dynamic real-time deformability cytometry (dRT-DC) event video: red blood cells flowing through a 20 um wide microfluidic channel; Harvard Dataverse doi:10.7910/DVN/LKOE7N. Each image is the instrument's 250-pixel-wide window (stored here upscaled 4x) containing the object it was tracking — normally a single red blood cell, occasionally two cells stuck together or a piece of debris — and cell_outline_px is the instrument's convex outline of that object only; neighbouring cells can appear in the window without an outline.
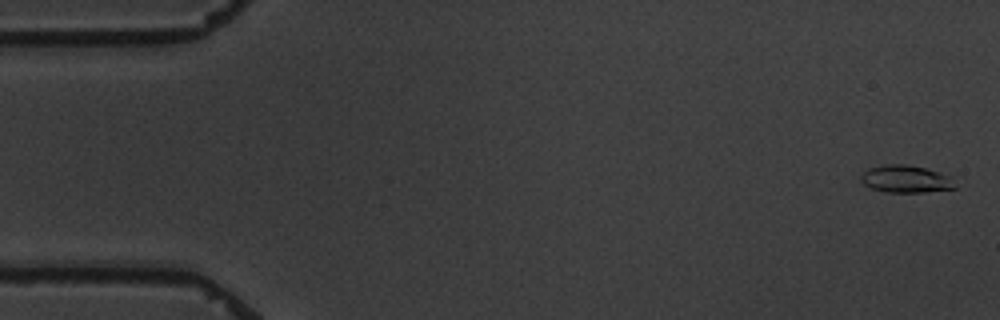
{"species": "common noctule bat (a hibernating species)", "species_latin": "Nyctalus noctula", "temperature_condition": "warm", "stored_images_in_passage": 9, "camera_frame_rate_fps": 3000, "um_per_image_px": 0.085, "animal": {"sex": "male", "body_mass_g": 19.5, "forearm_length_mm": 54.6}, "frame": {"image": 1, "passage_image": 1, "time_ms": 0.0, "image_size_px": [1000, 320], "cell_outline_px": [[956, 188], [924, 192], [888, 192], [872, 188], [864, 184], [860, 180], [860, 176], [868, 168], [884, 164], [908, 164], [940, 172], [948, 176]], "centroid_in_image_um": [76.94, 15.2], "position_along_channel_um": 8.1, "area_um2": 14.85}}
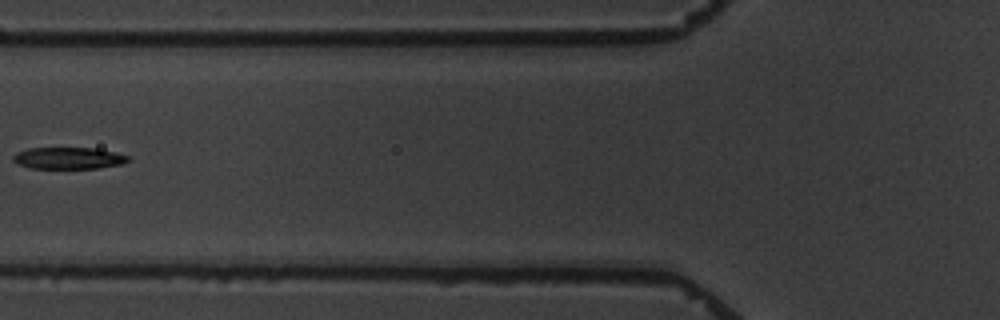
{"frame": {"image": 2, "passage_image": 7, "time_ms": 7.0, "image_size_px": [1000, 320], "cell_outline_px": [[132, 160], [120, 164], [96, 168], [32, 168], [16, 164], [12, 160], [12, 156], [16, 152], [28, 148], [96, 148], [116, 152], [128, 156]], "centroid_in_image_um": [5.8, 13.43], "position_along_channel_um": 120.0, "area_um2": 14.62}}
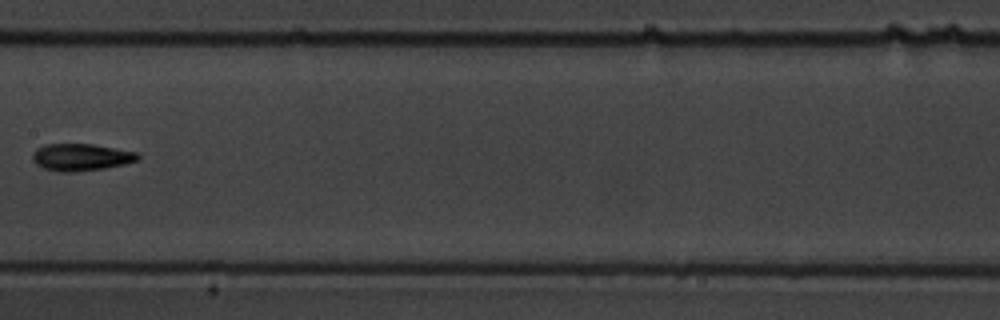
{"frame": {"image": 3, "passage_image": 9, "time_ms": 9.333, "image_size_px": [1000, 320], "cell_outline_px": [[140, 160], [124, 164], [104, 168], [76, 172], [60, 172], [44, 168], [36, 164], [32, 160], [32, 156], [36, 148], [44, 144], [92, 144], [136, 152], [140, 156]], "centroid_in_image_um": [6.87, 13.36], "position_along_channel_um": 200.5, "area_um2": 16.65}}